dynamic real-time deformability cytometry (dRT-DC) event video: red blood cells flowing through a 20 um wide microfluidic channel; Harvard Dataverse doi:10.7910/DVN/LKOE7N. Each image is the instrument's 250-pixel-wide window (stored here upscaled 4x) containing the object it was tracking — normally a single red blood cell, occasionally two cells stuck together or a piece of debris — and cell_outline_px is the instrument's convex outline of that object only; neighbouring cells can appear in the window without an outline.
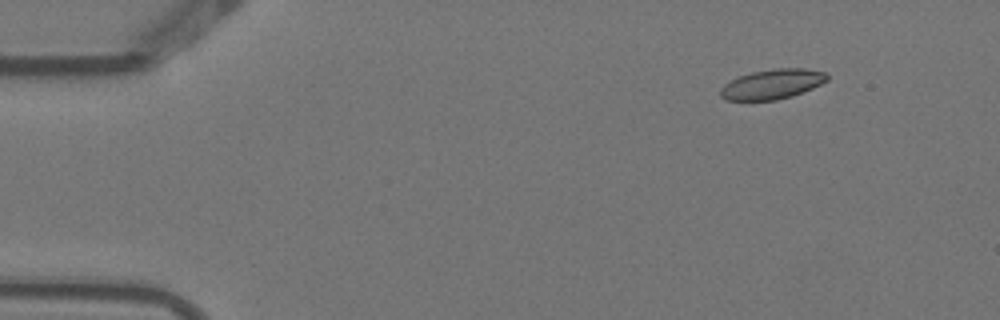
{"species": "Egyptian fruit bat (a non-hibernating species)", "species_latin": "Rousettus aegyptiacus", "temperature_condition": "warm", "stored_images_in_passage": 5, "camera_frame_rate_fps": 3000, "um_per_image_px": 0.085, "animal": {"sex": "female"}, "frame": {"image": 1, "passage_image": 2, "time_ms": 0.333, "image_size_px": [1000, 320], "cell_outline_px": [[828, 80], [812, 88], [792, 96], [776, 100], [724, 100], [720, 96], [720, 88], [724, 84], [740, 76], [752, 72], [772, 68], [804, 68], [824, 72], [828, 76]], "centroid_in_image_um": [65.62, 7.15], "position_along_channel_um": 19.4, "area_um2": 18.5}}
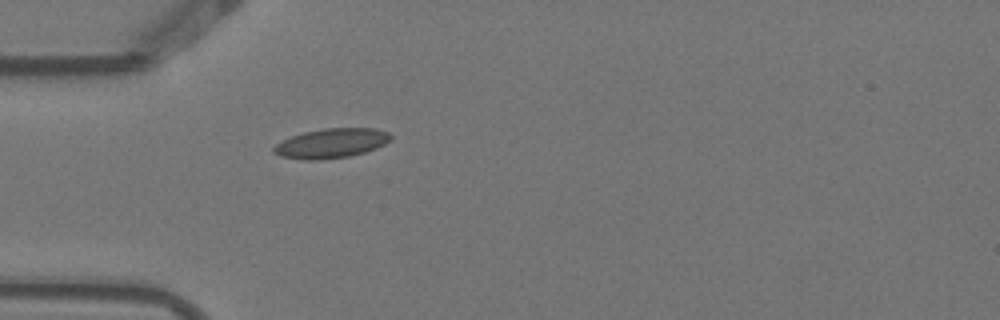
{"frame": {"image": 2, "passage_image": 5, "time_ms": 1.333, "image_size_px": [1000, 320], "cell_outline_px": [[392, 140], [376, 148], [364, 152], [348, 156], [320, 160], [308, 160], [280, 156], [272, 152], [272, 148], [276, 144], [292, 136], [304, 132], [324, 128], [376, 128], [388, 132], [392, 136]], "centroid_in_image_um": [28.17, 12.17], "position_along_channel_um": 56.8, "area_um2": 20.11}}